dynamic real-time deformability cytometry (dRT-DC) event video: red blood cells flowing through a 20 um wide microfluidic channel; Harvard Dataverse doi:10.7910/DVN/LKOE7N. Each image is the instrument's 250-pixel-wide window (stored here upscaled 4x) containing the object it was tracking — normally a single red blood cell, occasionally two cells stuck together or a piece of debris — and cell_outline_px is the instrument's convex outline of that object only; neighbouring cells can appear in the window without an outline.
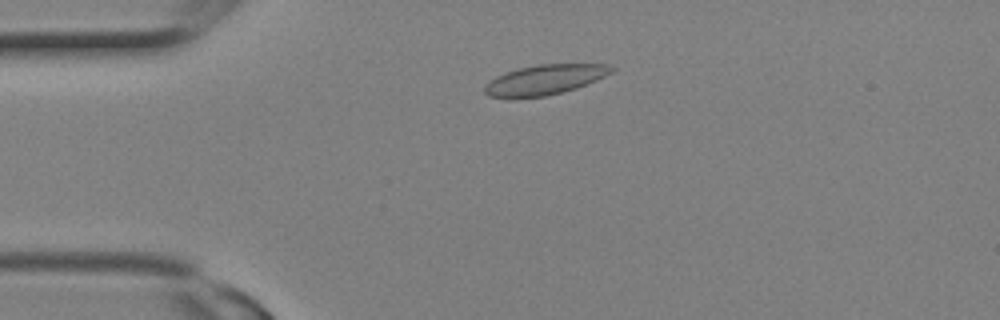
{"species": "Egyptian fruit bat (a non-hibernating species)", "species_latin": "Rousettus aegyptiacus", "temperature_condition": "room temperature", "stored_images_in_passage": 9, "camera_frame_rate_fps": 3000, "um_per_image_px": 0.085, "animal": {"sex": "female"}, "frame": {"image": 1, "passage_image": 4, "time_ms": 1.0, "image_size_px": [1000, 320], "cell_outline_px": [[616, 68], [612, 72], [596, 80], [576, 88], [544, 96], [516, 100], [508, 100], [488, 96], [484, 92], [484, 88], [496, 76], [504, 72], [520, 68], [540, 64], [608, 64]], "centroid_in_image_um": [46.25, 6.81], "position_along_channel_um": 38.7, "area_um2": 22.43}}
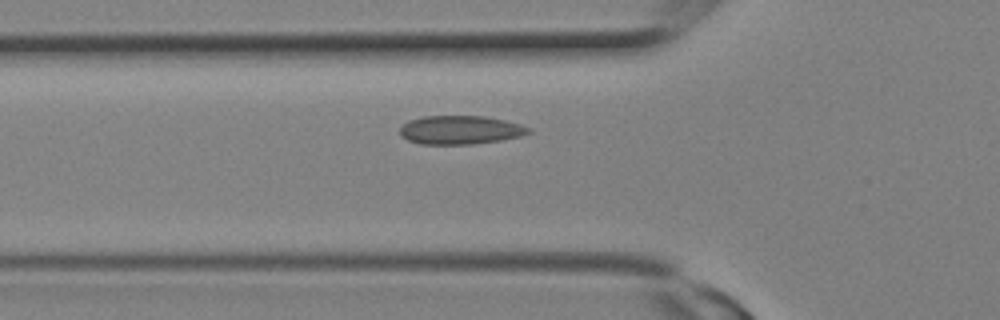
{"frame": {"image": 2, "passage_image": 7, "time_ms": 2.0, "image_size_px": [1000, 320], "cell_outline_px": [[532, 132], [520, 136], [500, 140], [472, 144], [420, 144], [408, 140], [400, 136], [400, 128], [408, 120], [424, 116], [484, 116], [504, 120], [520, 124], [532, 128]], "centroid_in_image_um": [39.12, 11.04], "position_along_channel_um": 86.7, "area_um2": 21.5}}
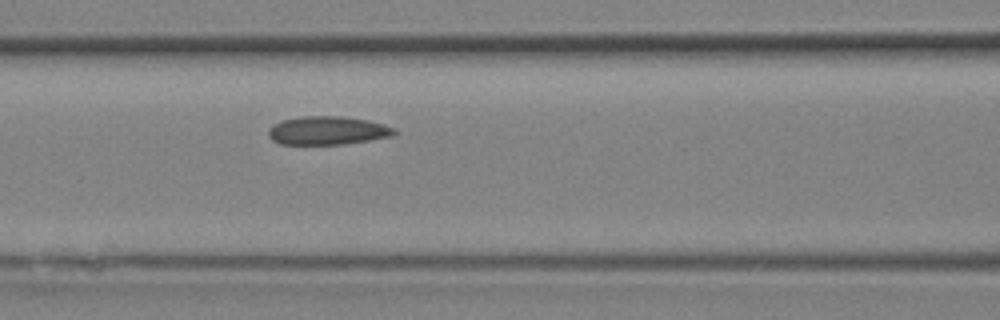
{"frame": {"image": 3, "passage_image": 9, "time_ms": 2.667, "image_size_px": [1000, 320], "cell_outline_px": [[396, 132], [392, 136], [344, 144], [280, 144], [272, 140], [268, 136], [268, 128], [272, 124], [280, 120], [300, 116], [340, 116], [368, 120], [384, 124], [396, 128]], "centroid_in_image_um": [27.8, 11.09], "position_along_channel_um": 138.8, "area_um2": 21.04}}